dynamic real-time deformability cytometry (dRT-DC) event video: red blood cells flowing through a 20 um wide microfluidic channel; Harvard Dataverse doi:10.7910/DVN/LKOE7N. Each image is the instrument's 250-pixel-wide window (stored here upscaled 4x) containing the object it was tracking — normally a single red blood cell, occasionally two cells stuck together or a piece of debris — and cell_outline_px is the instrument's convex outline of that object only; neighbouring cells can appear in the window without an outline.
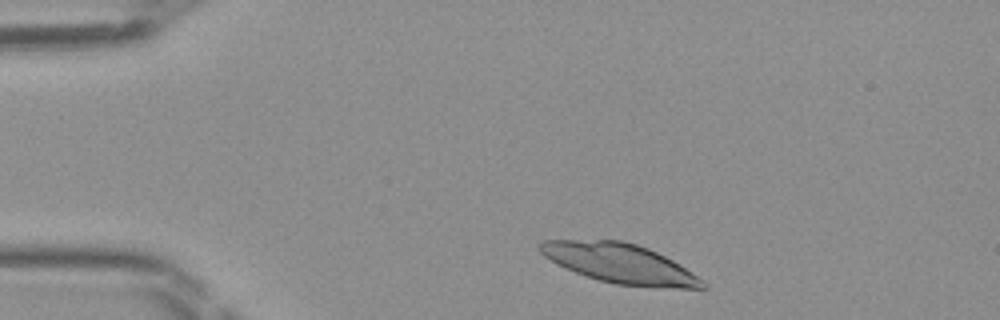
{"species": "Egyptian fruit bat (a non-hibernating species)", "species_latin": "Rousettus aegyptiacus", "temperature_condition": "room temperature", "stored_images_in_passage": 41, "camera_frame_rate_fps": 3000, "um_per_image_px": 0.085, "frame": {"image": 1, "passage_image": 2, "time_ms": 0.333, "image_size_px": [1000, 320], "cell_outline_px": [[708, 288], [660, 288], [616, 284], [600, 280], [564, 268], [556, 264], [544, 256], [540, 252], [536, 244], [544, 240], [620, 240], [636, 244], [648, 248], [672, 260], [708, 284]], "centroid_in_image_um": [52.66, 22.39], "position_along_channel_um": 32.3, "area_um2": 37.22}}
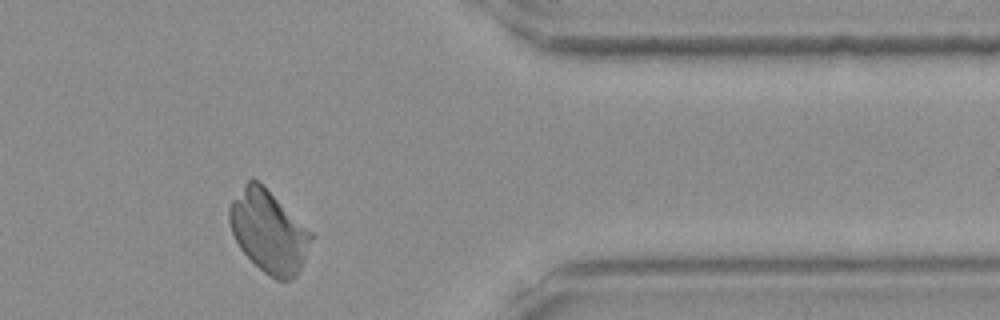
{"frame": {"image": 2, "passage_image": 33, "time_ms": 10.667, "image_size_px": [1000, 320], "cell_outline_px": [[312, 236], [304, 260], [296, 276], [292, 280], [276, 280], [264, 272], [240, 248], [232, 232], [228, 220], [228, 208], [232, 200], [244, 184], [252, 176], [312, 232]], "centroid_in_image_um": [22.81, 19.68], "position_along_channel_um": 388.6, "area_um2": 38.26}}
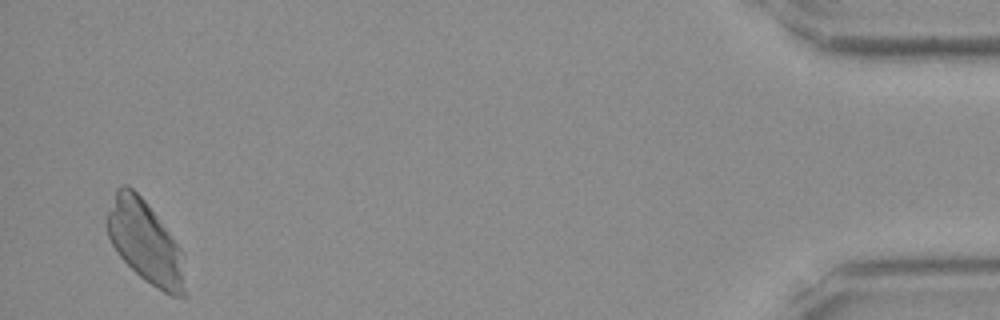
{"frame": {"image": 3, "passage_image": 40, "time_ms": 13.0, "image_size_px": [1000, 320], "cell_outline_px": [[184, 300], [172, 296], [164, 292], [144, 280], [116, 252], [108, 236], [104, 220], [104, 216], [116, 188], [120, 184], [128, 184], [144, 200], [184, 252]], "centroid_in_image_um": [12.31, 20.56], "position_along_channel_um": 422.9, "area_um2": 37.63}}